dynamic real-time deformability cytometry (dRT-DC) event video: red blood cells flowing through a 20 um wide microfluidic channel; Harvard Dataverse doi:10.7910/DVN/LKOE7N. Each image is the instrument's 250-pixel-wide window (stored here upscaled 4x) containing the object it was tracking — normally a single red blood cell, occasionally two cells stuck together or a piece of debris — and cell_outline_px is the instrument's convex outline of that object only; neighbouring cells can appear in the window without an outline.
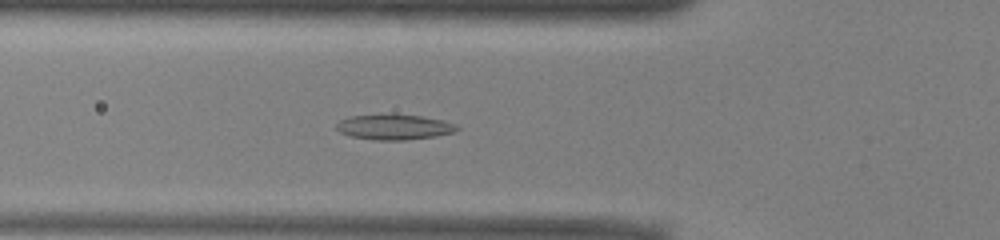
{"species": "common noctule bat (a hibernating species)", "species_latin": "Nyctalus noctula", "temperature_condition": "warm", "stored_images_in_passage": 52, "camera_frame_rate_fps": 3000, "um_per_image_px": 0.085, "animal": {"sex": "male", "body_mass_g": 13.0, "forearm_length_mm": 53.1}, "frame": {"image": 1, "passage_image": 18, "time_ms": 5.667, "image_size_px": [1000, 240], "cell_outline_px": [[460, 128], [452, 132], [436, 136], [408, 140], [372, 140], [352, 136], [340, 132], [336, 128], [336, 124], [340, 120], [348, 116], [380, 112], [420, 116], [444, 120], [456, 124]], "centroid_in_image_um": [33.46, 10.76], "position_along_channel_um": 92.3, "area_um2": 18.32}}
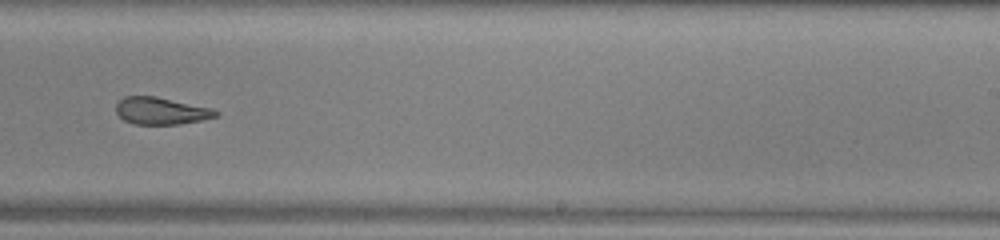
{"frame": {"image": 2, "passage_image": 32, "time_ms": 10.333, "image_size_px": [1000, 240], "cell_outline_px": [[220, 112], [216, 116], [200, 120], [180, 124], [132, 124], [124, 120], [116, 112], [116, 104], [124, 96], [156, 96], [212, 108]], "centroid_in_image_um": [13.67, 9.42], "position_along_channel_um": 275.3, "area_um2": 15.72}}
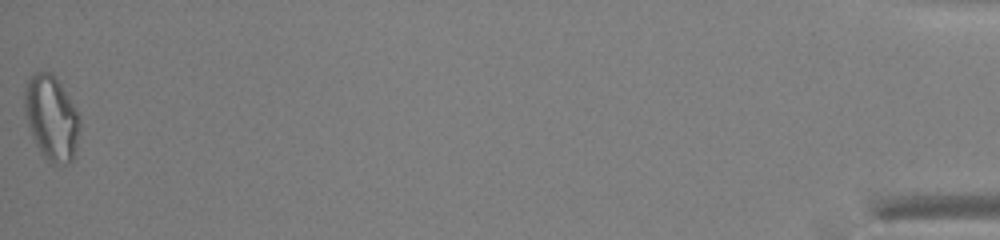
{"frame": {"image": 3, "passage_image": 52, "time_ms": 17.0, "image_size_px": [1000, 240], "cell_outline_px": [[80, 128], [72, 160], [68, 164], [48, 164], [40, 152], [32, 136], [24, 112], [24, 88], [28, 80], [36, 72], [52, 72], [76, 108], [80, 116]], "centroid_in_image_um": [4.37, 10.04], "position_along_channel_um": 430.8, "area_um2": 27.34}, "authors_computed_cell_mechanics": {"area_um2": 18.496, "velocity_mm_per_s": 3.9246, "shape_relaxation_time_tau1_ms": null, "shape_relaxation_time_tau2_ms": 2.1181, "deformation_change_tau1": null, "deformation_change_tau2": 0.0917}}